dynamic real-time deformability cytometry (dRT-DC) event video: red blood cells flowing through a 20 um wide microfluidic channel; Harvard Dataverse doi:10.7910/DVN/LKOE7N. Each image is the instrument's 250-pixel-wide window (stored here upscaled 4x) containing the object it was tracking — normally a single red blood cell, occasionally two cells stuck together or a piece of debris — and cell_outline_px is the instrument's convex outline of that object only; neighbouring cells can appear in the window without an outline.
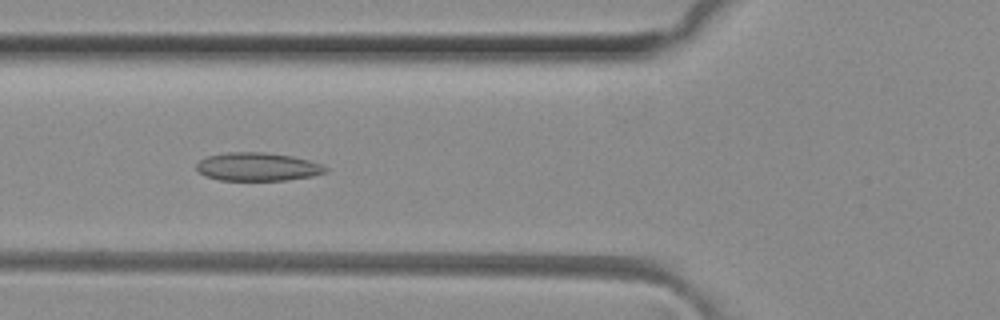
{"species": "common noctule bat (a hibernating species)", "species_latin": "Nyctalus noctula", "temperature_condition": "room temperature", "stored_images_in_passage": 48, "camera_frame_rate_fps": 3000, "um_per_image_px": 0.085, "animal": {"sex": "female", "body_mass_g": 29.2, "forearm_length_mm": 56.3}, "frame": {"image": 1, "passage_image": 17, "time_ms": 5.333, "image_size_px": [1000, 320], "cell_outline_px": [[328, 172], [312, 176], [288, 180], [220, 180], [204, 176], [196, 168], [196, 164], [200, 160], [208, 156], [228, 152], [264, 152], [292, 156], [308, 160], [320, 164], [328, 168]], "centroid_in_image_um": [21.9, 14.18], "position_along_channel_um": 103.9, "area_um2": 21.27}}
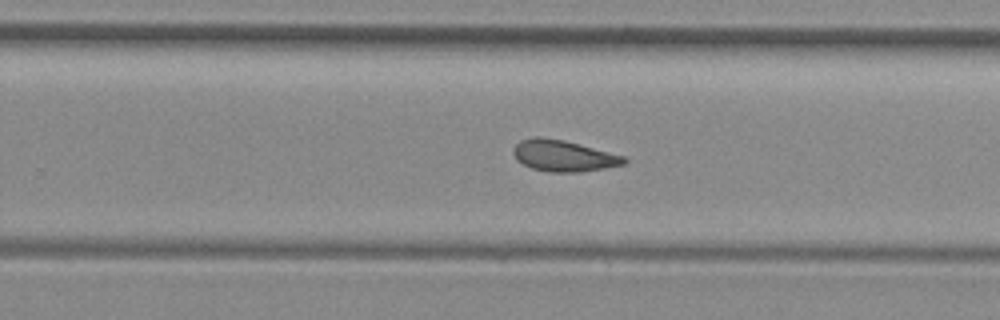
{"frame": {"image": 2, "passage_image": 30, "time_ms": 9.667, "image_size_px": [1000, 320], "cell_outline_px": [[628, 160], [624, 164], [604, 168], [580, 172], [552, 172], [532, 168], [516, 160], [512, 152], [512, 148], [520, 140], [532, 136], [540, 136], [564, 140], [624, 156]], "centroid_in_image_um": [47.85, 13.23], "position_along_channel_um": 282.0, "area_um2": 20.17}}
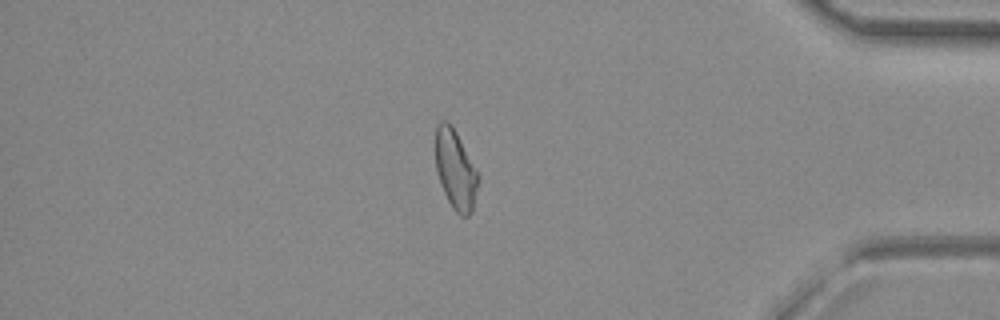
{"frame": {"image": 3, "passage_image": 41, "time_ms": 13.333, "image_size_px": [1000, 320], "cell_outline_px": [[480, 180], [472, 212], [468, 216], [460, 216], [452, 208], [440, 184], [436, 172], [436, 124], [440, 120], [448, 120], [452, 124], [476, 168], [480, 176]], "centroid_in_image_um": [38.73, 14.42], "position_along_channel_um": 396.5, "area_um2": 20.11}, "authors_computed_cell_mechanics": {"area_um2": 20.6346, "velocity_mm_per_s": 4.1255, "shape_relaxation_time_tau1_ms": null, "shape_relaxation_time_tau2_ms": 5.042, "deformation_change_tau1": null, "deformation_change_tau2": 0.1302}}